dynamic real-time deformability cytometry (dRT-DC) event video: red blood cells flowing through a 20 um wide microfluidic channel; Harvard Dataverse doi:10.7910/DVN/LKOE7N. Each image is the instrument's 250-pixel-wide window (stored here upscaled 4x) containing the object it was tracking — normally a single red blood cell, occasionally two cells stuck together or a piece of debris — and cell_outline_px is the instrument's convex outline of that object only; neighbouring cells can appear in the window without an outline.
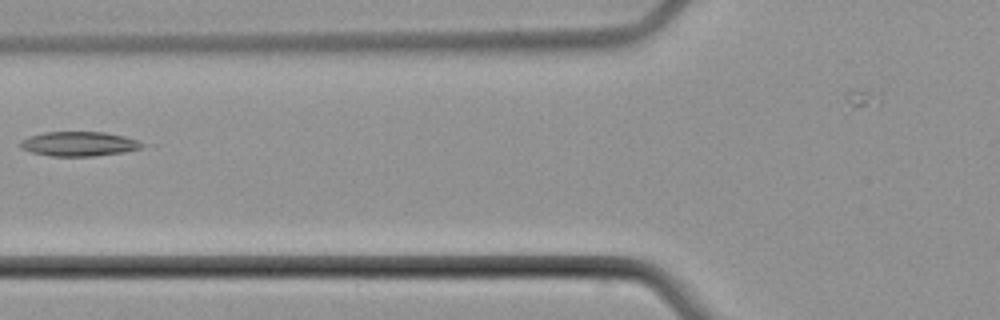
{"species": "common noctule bat (a hibernating species)", "species_latin": "Nyctalus noctula", "temperature_condition": "cold", "stored_images_in_passage": 7, "camera_frame_rate_fps": 3000, "um_per_image_px": 0.085, "animal": {"sex": "male", "body_mass_g": 21.5, "forearm_length_mm": 52.0}, "frame": {"image": 1, "passage_image": 5, "time_ms": 6.333, "image_size_px": [1000, 320], "cell_outline_px": [[156, 144], [124, 152], [92, 156], [52, 156], [32, 152], [20, 148], [16, 144], [20, 140], [28, 136], [44, 132], [104, 132], [124, 136]], "centroid_in_image_um": [6.77, 12.22], "position_along_channel_um": 119.0, "area_um2": 17.86}}
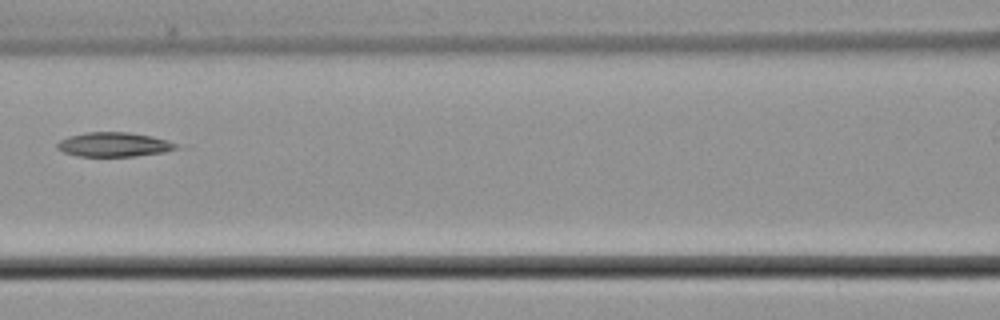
{"frame": {"image": 2, "passage_image": 6, "time_ms": 7.333, "image_size_px": [1000, 320], "cell_outline_px": [[176, 148], [164, 152], [136, 156], [76, 156], [64, 152], [56, 148], [56, 144], [60, 140], [68, 136], [84, 132], [128, 132], [152, 136], [168, 140], [176, 144]], "centroid_in_image_um": [9.63, 12.28], "position_along_channel_um": 157.0, "area_um2": 16.88}}